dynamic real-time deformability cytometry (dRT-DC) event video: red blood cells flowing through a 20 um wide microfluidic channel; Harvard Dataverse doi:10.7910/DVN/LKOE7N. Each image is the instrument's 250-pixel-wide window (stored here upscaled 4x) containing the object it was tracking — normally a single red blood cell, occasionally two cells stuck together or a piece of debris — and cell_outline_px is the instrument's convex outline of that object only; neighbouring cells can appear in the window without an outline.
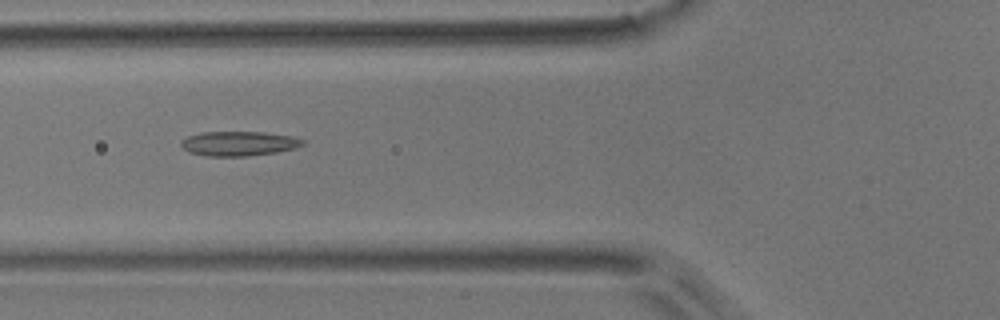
{"species": "common noctule bat (a hibernating species)", "species_latin": "Nyctalus noctula", "temperature_condition": "room temperature", "stored_images_in_passage": 8, "camera_frame_rate_fps": 3000, "um_per_image_px": 0.085, "animal": {"sex": "male", "body_mass_g": 17.9}, "frame": {"image": 1, "passage_image": 6, "time_ms": 6.0, "image_size_px": [1000, 320], "cell_outline_px": [[304, 144], [296, 148], [276, 152], [248, 156], [208, 156], [188, 152], [180, 144], [180, 140], [188, 136], [200, 132], [264, 132], [292, 136], [304, 140]], "centroid_in_image_um": [20.28, 12.2], "position_along_channel_um": 105.5, "area_um2": 17.46}}
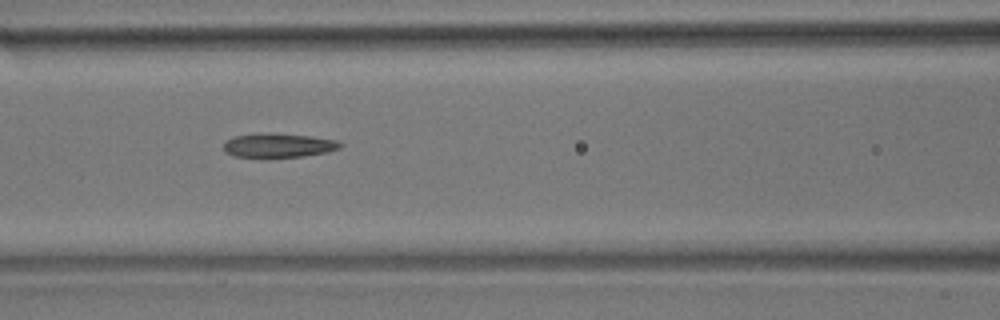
{"frame": {"image": 2, "passage_image": 7, "time_ms": 7.0, "image_size_px": [1000, 320], "cell_outline_px": [[344, 144], [340, 148], [328, 152], [304, 156], [232, 156], [224, 152], [224, 140], [236, 136], [260, 132], [312, 136], [336, 140]], "centroid_in_image_um": [23.67, 12.33], "position_along_channel_um": 142.9, "area_um2": 16.3}}
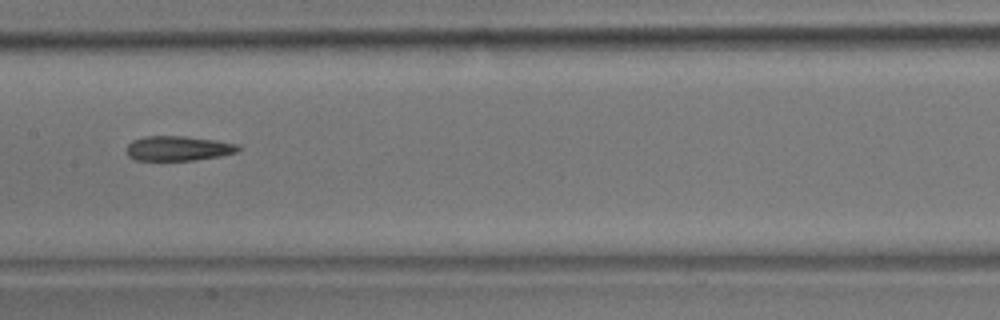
{"frame": {"image": 3, "passage_image": 8, "time_ms": 8.333, "image_size_px": [1000, 320], "cell_outline_px": [[240, 148], [236, 152], [220, 156], [196, 160], [136, 160], [128, 156], [128, 144], [132, 140], [144, 136], [184, 136], [216, 140], [240, 144]], "centroid_in_image_um": [15.17, 12.6], "position_along_channel_um": 192.2, "area_um2": 16.13}}